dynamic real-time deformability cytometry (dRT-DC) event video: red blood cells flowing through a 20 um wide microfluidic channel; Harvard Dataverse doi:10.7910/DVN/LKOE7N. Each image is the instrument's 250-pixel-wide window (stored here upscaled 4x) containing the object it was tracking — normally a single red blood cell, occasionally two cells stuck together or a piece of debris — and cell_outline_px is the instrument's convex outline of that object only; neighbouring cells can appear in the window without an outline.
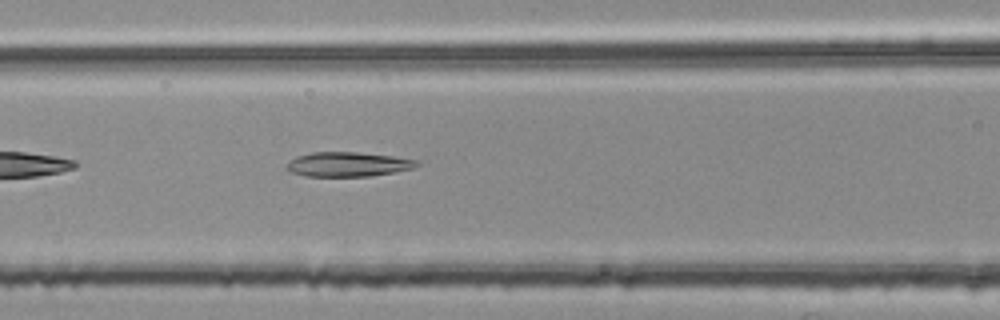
{"species": "common noctule bat (a hibernating species)", "species_latin": "Nyctalus noctula", "temperature_condition": "room temperature", "stored_images_in_passage": 4, "camera_frame_rate_fps": 3000, "um_per_image_px": 0.085, "animal": {"sex": "female", "body_mass_g": 25.1}, "frame": {"image": 1, "passage_image": 4, "time_ms": 1.0, "image_size_px": [1000, 320], "cell_outline_px": [[420, 164], [412, 168], [372, 176], [308, 176], [292, 172], [284, 168], [288, 160], [296, 156], [312, 152], [356, 152], [392, 156], [416, 160]], "centroid_in_image_um": [29.51, 13.96], "position_along_channel_um": 137.1, "area_um2": 18.5}}